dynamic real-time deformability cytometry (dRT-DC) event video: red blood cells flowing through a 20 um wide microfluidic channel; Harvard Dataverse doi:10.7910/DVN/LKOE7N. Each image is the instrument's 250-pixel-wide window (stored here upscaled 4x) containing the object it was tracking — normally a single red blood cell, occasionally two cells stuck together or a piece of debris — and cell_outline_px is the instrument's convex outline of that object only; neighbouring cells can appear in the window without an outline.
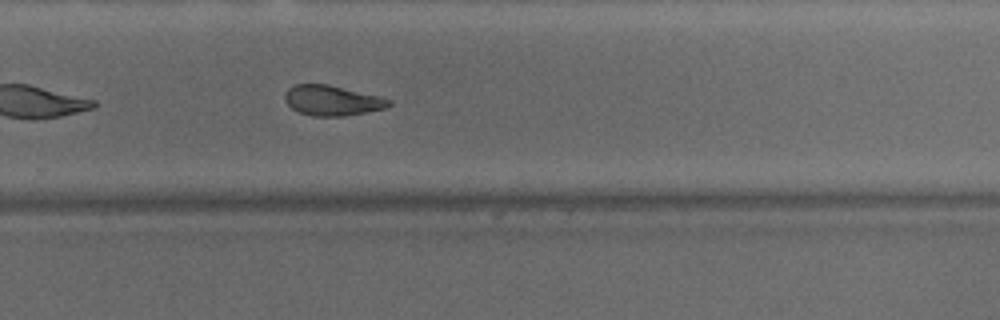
{"species": "common noctule bat (a hibernating species)", "species_latin": "Nyctalus noctula", "temperature_condition": "warm", "stored_images_in_passage": 38, "camera_frame_rate_fps": 3000, "um_per_image_px": 0.085, "animal": {"sex": "male", "body_mass_g": 15.6}, "frame": {"image": 1, "passage_image": 22, "time_ms": 7.0, "image_size_px": [1000, 320], "cell_outline_px": [[392, 104], [384, 108], [368, 112], [344, 116], [312, 116], [300, 112], [292, 108], [284, 100], [284, 92], [288, 88], [296, 84], [328, 84], [380, 96], [392, 100]], "centroid_in_image_um": [28.23, 8.54], "position_along_channel_um": 301.6, "area_um2": 18.38}, "authors_computed_cell_mechanics": {"area_um2": 19.7098, "velocity_mm_per_s": 4.1819, "shape_relaxation_time_tau1_ms": null, "shape_relaxation_time_tau2_ms": 2.8999, "deformation_change_tau1": null, "deformation_change_tau2": 0.108}}